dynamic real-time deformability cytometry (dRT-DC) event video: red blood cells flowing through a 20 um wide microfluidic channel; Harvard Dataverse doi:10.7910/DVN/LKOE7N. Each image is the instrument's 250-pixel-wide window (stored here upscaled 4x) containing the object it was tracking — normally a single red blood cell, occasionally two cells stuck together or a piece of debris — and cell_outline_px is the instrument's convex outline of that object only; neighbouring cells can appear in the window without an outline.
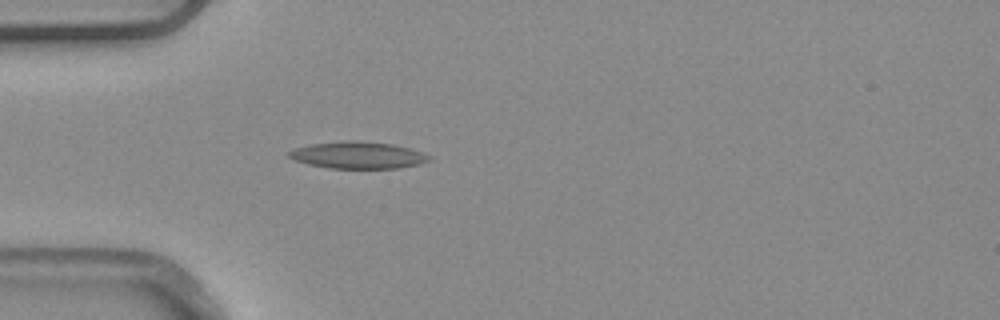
{"species": "common noctule bat (a hibernating species)", "species_latin": "Nyctalus noctula", "temperature_condition": "warm", "stored_images_in_passage": 4, "camera_frame_rate_fps": 3000, "um_per_image_px": 0.085, "animal": {"sex": "male", "body_mass_g": 20.4}, "frame": {"image": 1, "passage_image": 4, "time_ms": 1.0, "image_size_px": [1000, 320], "cell_outline_px": [[432, 156], [428, 160], [420, 164], [400, 168], [328, 168], [308, 164], [296, 160], [288, 156], [288, 152], [296, 148], [312, 144], [348, 140], [356, 140], [392, 144], [424, 152]], "centroid_in_image_um": [30.46, 13.19], "position_along_channel_um": 54.5, "area_um2": 21.85}}